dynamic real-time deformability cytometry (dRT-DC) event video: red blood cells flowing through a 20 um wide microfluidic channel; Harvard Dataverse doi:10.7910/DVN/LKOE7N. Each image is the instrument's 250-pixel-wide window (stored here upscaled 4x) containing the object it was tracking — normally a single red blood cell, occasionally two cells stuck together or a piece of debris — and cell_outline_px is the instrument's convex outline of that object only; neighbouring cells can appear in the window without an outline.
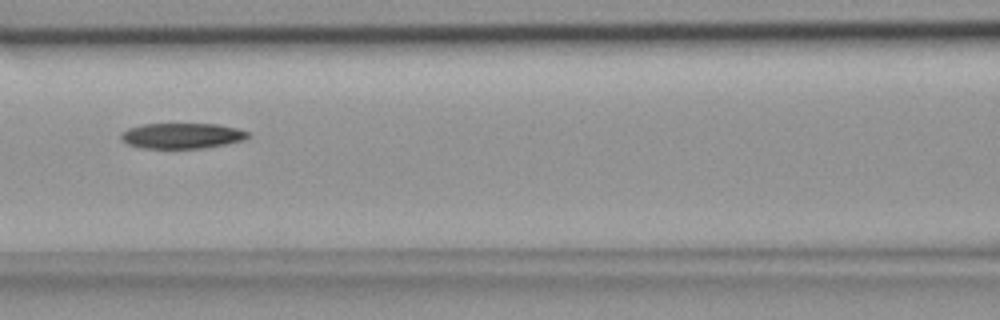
{"species": "common noctule bat (a hibernating species)", "species_latin": "Nyctalus noctula", "temperature_condition": "room temperature", "stored_images_in_passage": 4, "camera_frame_rate_fps": 3000, "um_per_image_px": 0.085, "animal": {"sex": "female", "body_mass_g": 18.4}, "frame": {"image": 1, "passage_image": 4, "time_ms": 1.0, "image_size_px": [1000, 320], "cell_outline_px": [[248, 136], [244, 140], [228, 144], [204, 148], [140, 148], [128, 144], [120, 140], [120, 132], [128, 128], [140, 124], [216, 124], [236, 128], [248, 132]], "centroid_in_image_um": [15.41, 11.54], "position_along_channel_um": 151.2, "area_um2": 19.02}}